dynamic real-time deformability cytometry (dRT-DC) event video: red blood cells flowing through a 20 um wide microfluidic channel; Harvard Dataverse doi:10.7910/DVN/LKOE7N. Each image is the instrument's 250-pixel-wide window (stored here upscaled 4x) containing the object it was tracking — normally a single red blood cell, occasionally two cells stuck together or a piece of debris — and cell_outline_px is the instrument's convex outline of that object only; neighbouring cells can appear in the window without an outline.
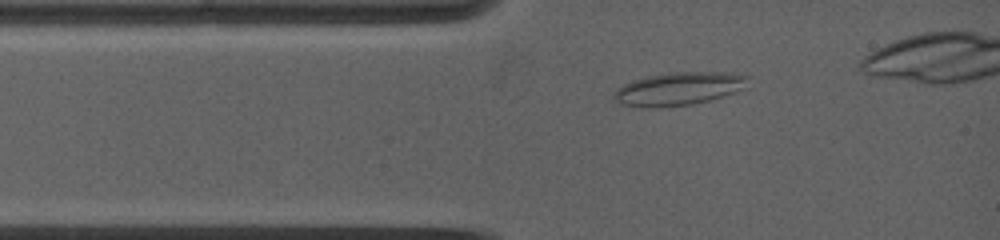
{"species": "common noctule bat (a hibernating species)", "species_latin": "Nyctalus noctula", "temperature_condition": "warm", "stored_images_in_passage": 10, "camera_frame_rate_fps": 5000, "um_per_image_px": 0.085, "animal": {"sex": "female", "body_mass_g": 19.0, "forearm_length_mm": 53.3}, "frame": {"image": 1, "passage_image": 5, "time_ms": 1.2, "image_size_px": [1000, 240], "cell_outline_px": [[748, 76], [740, 88], [736, 92], [708, 100], [692, 104], [652, 108], [644, 108], [620, 104], [612, 100], [612, 96], [616, 88], [624, 84], [648, 76], [672, 72], [732, 72]], "centroid_in_image_um": [57.6, 7.55], "position_along_channel_um": 27.4, "area_um2": 25.61}}
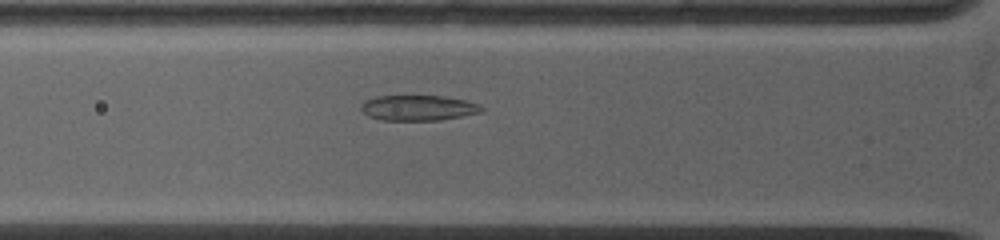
{"frame": {"image": 2, "passage_image": 10, "time_ms": 3.0, "image_size_px": [1000, 240], "cell_outline_px": [[484, 112], [440, 120], [380, 120], [368, 116], [360, 108], [360, 104], [364, 100], [376, 96], [444, 96], [464, 100], [480, 104], [484, 108]], "centroid_in_image_um": [35.55, 9.17], "position_along_channel_um": 90.2, "area_um2": 17.98}}